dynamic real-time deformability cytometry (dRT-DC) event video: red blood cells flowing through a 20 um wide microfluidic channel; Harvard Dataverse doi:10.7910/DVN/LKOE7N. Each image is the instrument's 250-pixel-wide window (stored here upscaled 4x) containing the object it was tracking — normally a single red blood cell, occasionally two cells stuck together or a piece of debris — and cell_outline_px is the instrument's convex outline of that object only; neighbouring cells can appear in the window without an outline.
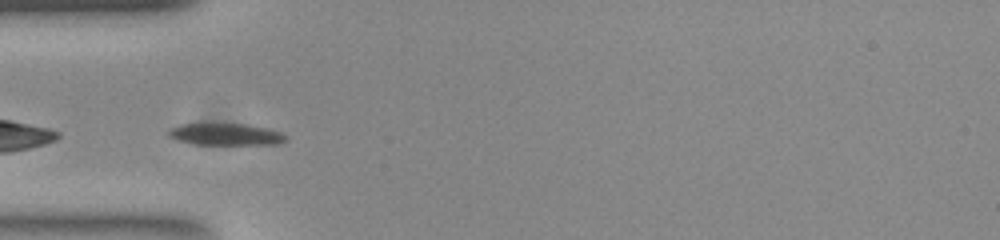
{"species": "common noctule bat (a hibernating species)", "species_latin": "Nyctalus noctula", "temperature_condition": "room temperature", "stored_images_in_passage": 38, "camera_frame_rate_fps": 3000, "um_per_image_px": 0.085, "animal": {"sex": "female", "body_mass_g": 23.0, "forearm_length_mm": 53.4}, "frame": {"image": 1, "passage_image": 1, "time_ms": 0.0, "image_size_px": [1000, 240], "cell_outline_px": [[288, 140], [280, 144], [196, 144], [176, 140], [168, 136], [168, 132], [172, 128], [180, 124], [244, 124], [264, 128], [280, 132], [288, 136]], "centroid_in_image_um": [19.21, 11.43], "position_along_channel_um": 65.8, "area_um2": 14.74}}
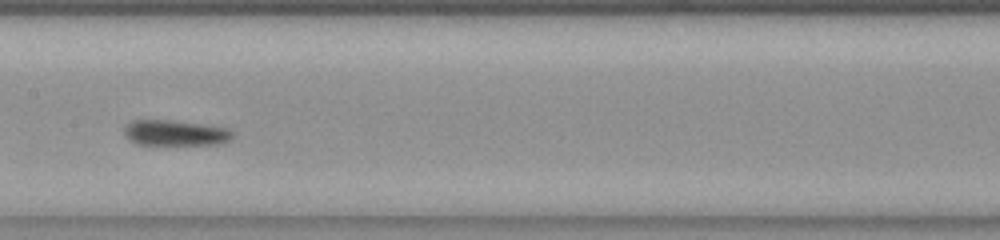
{"frame": {"image": 2, "passage_image": 11, "time_ms": 3.333, "image_size_px": [1000, 240], "cell_outline_px": [[232, 136], [228, 140], [216, 144], [140, 144], [132, 140], [124, 132], [124, 128], [132, 120], [172, 120], [228, 128], [232, 132]], "centroid_in_image_um": [14.9, 11.28], "position_along_channel_um": 192.5, "area_um2": 15.66}}
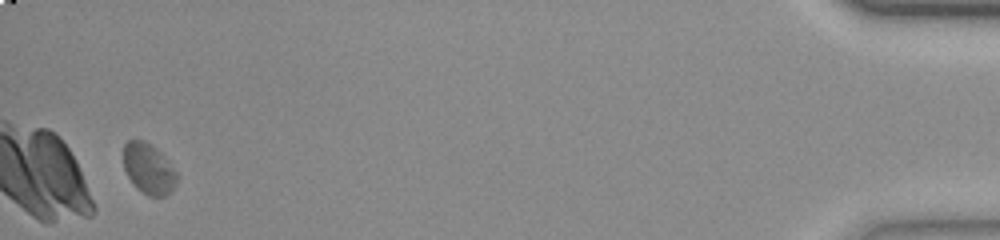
{"frame": {"image": 3, "passage_image": 36, "time_ms": 11.667, "image_size_px": [1000, 240], "cell_outline_px": [[180, 176], [172, 192], [164, 196], [148, 196], [136, 188], [128, 176], [124, 168], [124, 144], [128, 140], [144, 140], [152, 144], [160, 152]], "centroid_in_image_um": [12.66, 14.35], "position_along_channel_um": 422.5, "area_um2": 15.9}, "authors_computed_cell_mechanics": {"area_um2": 15.8083, "velocity_mm_per_s": 3.8099, "shape_relaxation_time_tau1_ms": 8.7349, "shape_relaxation_time_tau2_ms": null, "deformation_change_tau1": 0.1359, "deformation_change_tau2": null}}